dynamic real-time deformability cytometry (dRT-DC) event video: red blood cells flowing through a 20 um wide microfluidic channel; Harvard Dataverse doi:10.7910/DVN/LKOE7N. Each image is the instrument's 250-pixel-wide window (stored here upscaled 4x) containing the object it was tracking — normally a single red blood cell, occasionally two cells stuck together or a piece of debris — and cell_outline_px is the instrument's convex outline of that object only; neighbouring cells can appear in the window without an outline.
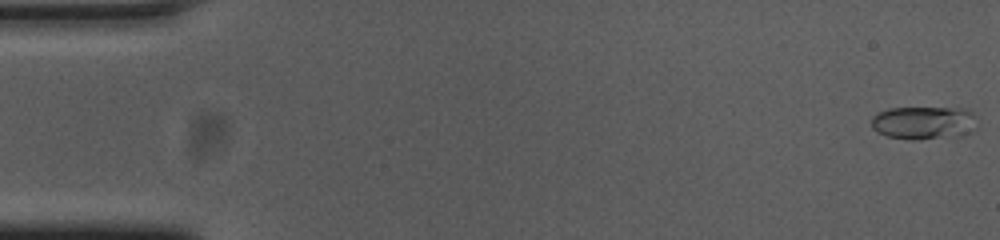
{"species": "common noctule bat (a hibernating species)", "species_latin": "Nyctalus noctula", "temperature_condition": "cold", "stored_images_in_passage": 55, "camera_frame_rate_fps": 3000, "um_per_image_px": 0.085, "animal": {"sex": "female", "body_mass_g": 23.0, "forearm_length_mm": 53.4}, "frame": {"image": 1, "passage_image": 1, "time_ms": 0.0, "image_size_px": [1000, 240], "cell_outline_px": [[976, 128], [972, 132], [960, 136], [912, 140], [888, 136], [872, 128], [872, 116], [888, 108], [964, 108], [972, 112], [976, 116]], "centroid_in_image_um": [78.58, 10.43], "position_along_channel_um": 6.4, "area_um2": 20.52}}
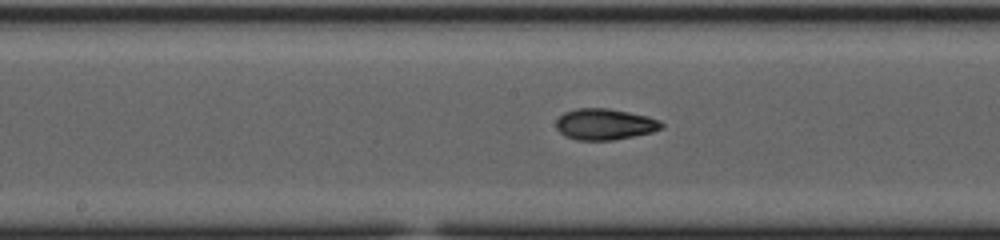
{"frame": {"image": 2, "passage_image": 28, "time_ms": 9.0, "image_size_px": [1000, 240], "cell_outline_px": [[664, 128], [652, 132], [612, 140], [580, 140], [568, 136], [560, 132], [556, 128], [556, 120], [564, 112], [576, 108], [608, 108], [648, 116], [660, 120], [664, 124]], "centroid_in_image_um": [51.43, 10.55], "position_along_channel_um": 196.8, "area_um2": 19.07}}
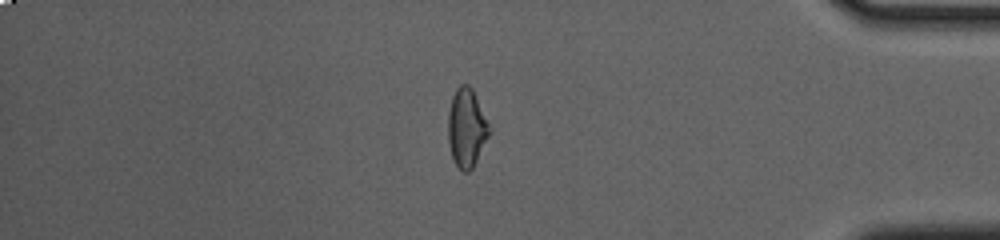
{"frame": {"image": 3, "passage_image": 47, "time_ms": 15.333, "image_size_px": [1000, 240], "cell_outline_px": [[492, 128], [472, 168], [468, 172], [464, 172], [452, 160], [448, 144], [448, 112], [452, 96], [456, 88], [460, 84], [468, 84], [472, 88]], "centroid_in_image_um": [39.65, 10.84], "position_along_channel_um": 395.6, "area_um2": 18.96}, "authors_computed_cell_mechanics": {"area_um2": 18.9584, "velocity_mm_per_s": 3.6823, "shape_relaxation_time_tau1_ms": 4.3267, "shape_relaxation_time_tau2_ms": 2.4922, "deformation_change_tau1": 0.1626, "deformation_change_tau2": 0.0875}}